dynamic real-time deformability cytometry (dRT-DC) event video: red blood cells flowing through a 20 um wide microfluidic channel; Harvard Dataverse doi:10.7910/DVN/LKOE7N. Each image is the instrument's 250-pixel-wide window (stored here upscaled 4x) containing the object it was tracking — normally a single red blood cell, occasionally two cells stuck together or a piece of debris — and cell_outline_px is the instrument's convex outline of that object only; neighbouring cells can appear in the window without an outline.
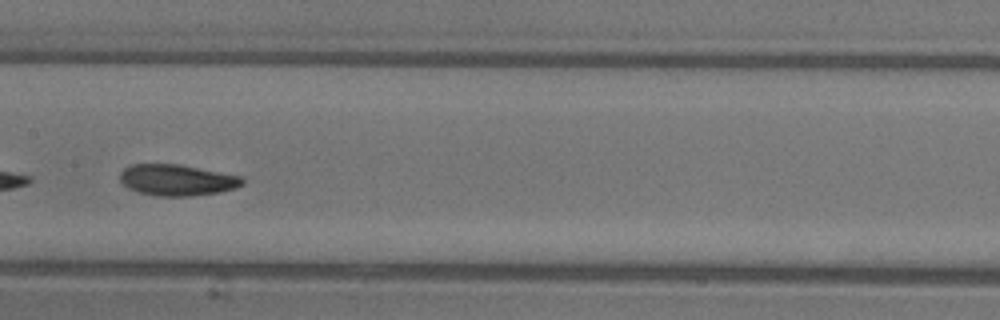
{"species": "common noctule bat (a hibernating species)", "species_latin": "Nyctalus noctula", "temperature_condition": "warm", "stored_images_in_passage": 27, "camera_frame_rate_fps": 3000, "um_per_image_px": 0.085, "animal": {"sex": "female"}, "frame": {"image": 1, "passage_image": 12, "time_ms": 3.667, "image_size_px": [1000, 320], "cell_outline_px": [[244, 184], [236, 188], [220, 192], [192, 196], [156, 196], [140, 192], [128, 188], [120, 180], [120, 172], [124, 168], [132, 164], [180, 164], [244, 176]], "centroid_in_image_um": [15.09, 15.3], "position_along_channel_um": 192.3, "area_um2": 22.48}}
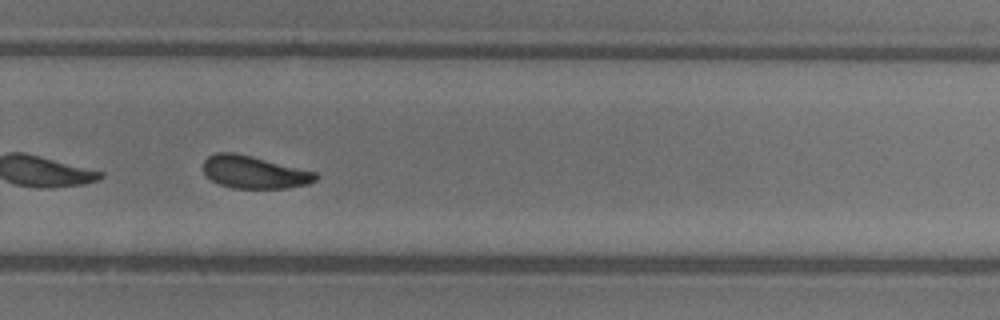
{"frame": {"image": 2, "passage_image": 20, "time_ms": 6.333, "image_size_px": [1000, 320], "cell_outline_px": [[320, 176], [316, 180], [308, 184], [288, 188], [232, 188], [220, 184], [212, 180], [204, 172], [204, 160], [208, 156], [216, 152], [236, 152], [316, 172]], "centroid_in_image_um": [21.62, 14.63], "position_along_channel_um": 308.2, "area_um2": 21.33}}
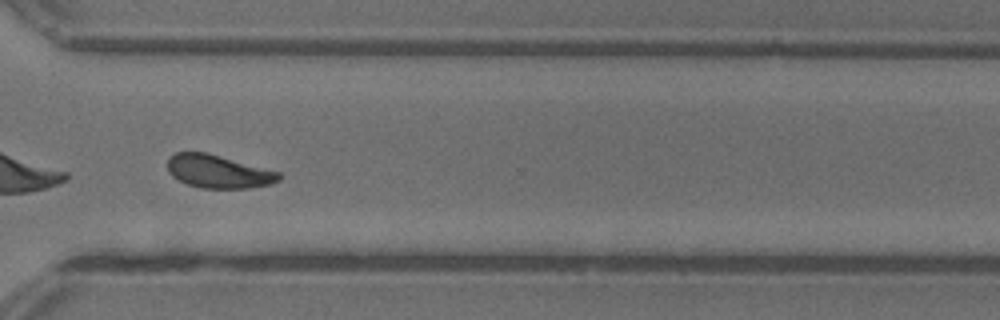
{"frame": {"image": 3, "passage_image": 23, "time_ms": 7.333, "image_size_px": [1000, 320], "cell_outline_px": [[284, 176], [280, 180], [268, 184], [248, 188], [200, 188], [188, 184], [172, 176], [168, 172], [168, 160], [176, 152], [208, 152], [280, 172]], "centroid_in_image_um": [18.58, 14.57], "position_along_channel_um": 352.0, "area_um2": 21.5}, "authors_computed_cell_mechanics": {"area_um2": 21.964, "velocity_mm_per_s": 4.3635, "shape_relaxation_time_tau1_ms": 2.6246, "shape_relaxation_time_tau2_ms": 1.9094, "deformation_change_tau1": 0.1421, "deformation_change_tau2": 0.0819}}